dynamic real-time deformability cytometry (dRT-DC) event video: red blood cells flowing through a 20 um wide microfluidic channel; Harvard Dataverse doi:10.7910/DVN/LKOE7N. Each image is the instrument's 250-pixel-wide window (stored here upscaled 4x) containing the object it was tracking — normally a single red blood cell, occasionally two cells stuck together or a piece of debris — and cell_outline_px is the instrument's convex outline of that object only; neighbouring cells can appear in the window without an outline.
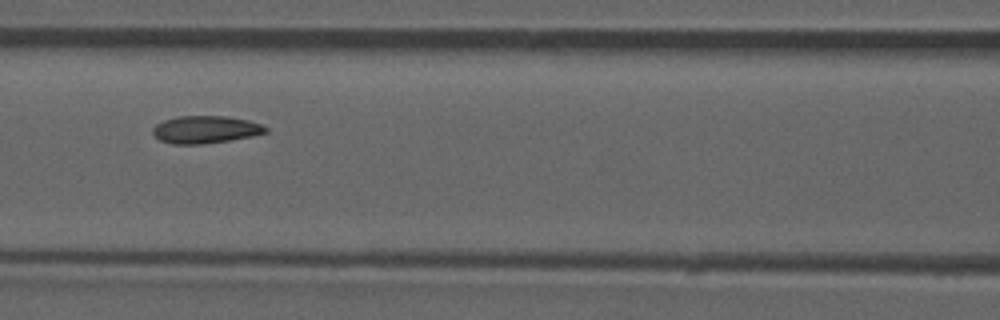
{"species": "common noctule bat (a hibernating species)", "species_latin": "Nyctalus noctula", "temperature_condition": "room temperature", "stored_images_in_passage": 52, "camera_frame_rate_fps": 3000, "um_per_image_px": 0.085, "animal": {"sex": "male", "forearm_length_mm": 52.5}, "frame": {"image": 1, "passage_image": 23, "time_ms": 7.333, "image_size_px": [1000, 320], "cell_outline_px": [[268, 132], [252, 136], [232, 140], [204, 144], [172, 144], [160, 140], [152, 132], [152, 128], [156, 124], [164, 120], [176, 116], [224, 116], [248, 120], [260, 124], [268, 128]], "centroid_in_image_um": [17.46, 11.01], "position_along_channel_um": 149.1, "area_um2": 18.15}, "authors_computed_cell_mechanics": {"area_um2": 18.0914, "velocity_mm_per_s": 3.8809, "shape_relaxation_time_tau1_ms": null, "shape_relaxation_time_tau2_ms": 1.8376, "deformation_change_tau1": null, "deformation_change_tau2": 0.0561}}